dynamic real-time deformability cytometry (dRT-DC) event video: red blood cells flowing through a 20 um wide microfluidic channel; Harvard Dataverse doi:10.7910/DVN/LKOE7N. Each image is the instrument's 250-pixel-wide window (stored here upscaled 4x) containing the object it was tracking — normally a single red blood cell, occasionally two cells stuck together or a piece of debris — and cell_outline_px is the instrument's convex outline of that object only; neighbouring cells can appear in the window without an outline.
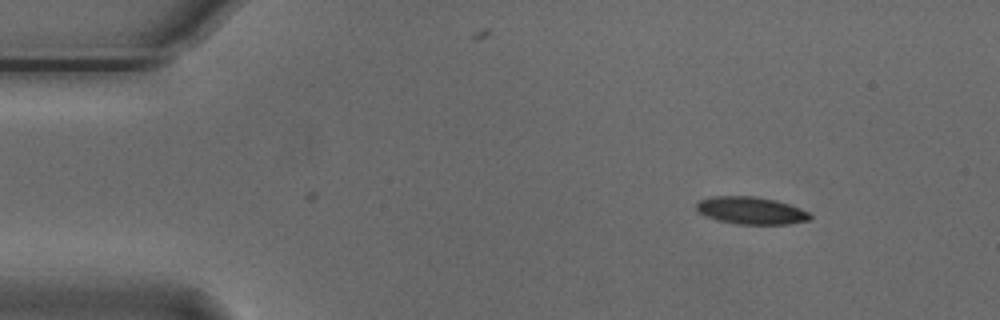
{"species": "Egyptian fruit bat (a non-hibernating species)", "species_latin": "Rousettus aegyptiacus", "temperature_condition": "cold", "stored_images_in_passage": 41, "camera_frame_rate_fps": 3000, "um_per_image_px": 0.085, "animal": {"sex": "male"}, "frame": {"image": 1, "passage_image": 1, "time_ms": 0.0, "image_size_px": [1000, 320], "cell_outline_px": [[812, 216], [808, 220], [788, 224], [736, 224], [716, 220], [704, 216], [696, 212], [696, 204], [700, 200], [712, 196], [756, 196], [776, 200], [800, 208], [808, 212]], "centroid_in_image_um": [63.79, 17.89], "position_along_channel_um": 21.2, "area_um2": 18.26}}
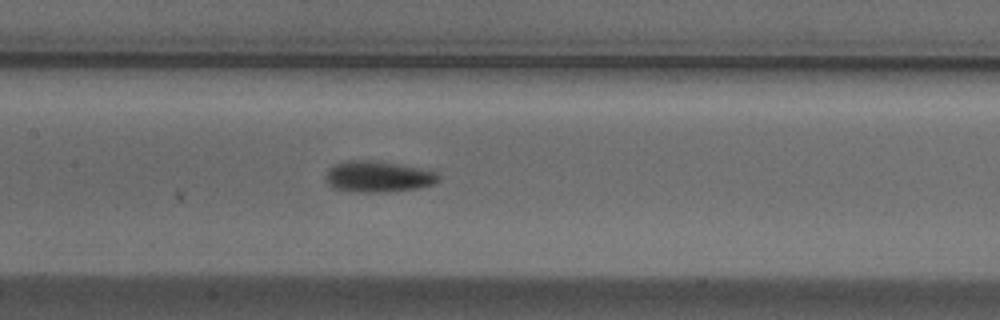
{"frame": {"image": 2, "passage_image": 20, "time_ms": 6.333, "image_size_px": [1000, 320], "cell_outline_px": [[440, 180], [432, 184], [416, 188], [388, 192], [360, 192], [332, 188], [328, 184], [324, 176], [328, 168], [332, 164], [348, 160], [368, 160], [396, 164], [420, 168], [436, 172], [440, 176]], "centroid_in_image_um": [32.08, 15.01], "position_along_channel_um": 175.3, "area_um2": 20.46}}
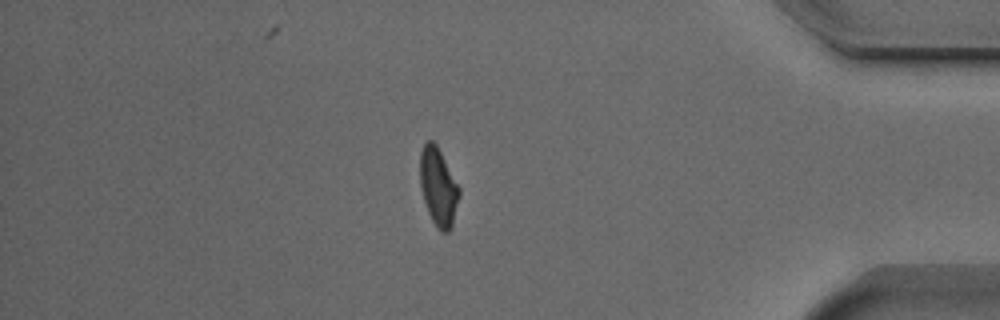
{"frame": {"image": 3, "passage_image": 41, "time_ms": 13.333, "image_size_px": [1000, 320], "cell_outline_px": [[460, 196], [452, 228], [448, 232], [440, 232], [436, 228], [428, 212], [424, 200], [420, 184], [420, 152], [424, 144], [428, 140], [432, 140], [436, 144], [460, 188]], "centroid_in_image_um": [37.27, 15.92], "position_along_channel_um": 397.9, "area_um2": 17.86}, "authors_computed_cell_mechanics": {"area_um2": 18.785, "velocity_mm_per_s": 3.718, "shape_relaxation_time_tau1_ms": 5.6751, "shape_relaxation_time_tau2_ms": 4.9429, "deformation_change_tau1": 0.1696, "deformation_change_tau2": 0.0996}}